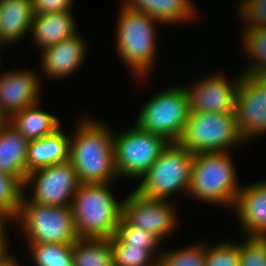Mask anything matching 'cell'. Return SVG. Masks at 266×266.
Instances as JSON below:
<instances>
[{"label":"cell","mask_w":266,"mask_h":266,"mask_svg":"<svg viewBox=\"0 0 266 266\" xmlns=\"http://www.w3.org/2000/svg\"><path fill=\"white\" fill-rule=\"evenodd\" d=\"M82 117L70 137L69 161L81 184L112 183L118 178L115 169L113 133L105 122Z\"/></svg>","instance_id":"6da1fadb"},{"label":"cell","mask_w":266,"mask_h":266,"mask_svg":"<svg viewBox=\"0 0 266 266\" xmlns=\"http://www.w3.org/2000/svg\"><path fill=\"white\" fill-rule=\"evenodd\" d=\"M111 185L89 183L78 187L71 202L78 238L111 239L115 235L122 216V200L112 194Z\"/></svg>","instance_id":"7a4b0ae2"},{"label":"cell","mask_w":266,"mask_h":266,"mask_svg":"<svg viewBox=\"0 0 266 266\" xmlns=\"http://www.w3.org/2000/svg\"><path fill=\"white\" fill-rule=\"evenodd\" d=\"M235 167L229 151L194 153L187 195L233 208L241 188Z\"/></svg>","instance_id":"3957f363"},{"label":"cell","mask_w":266,"mask_h":266,"mask_svg":"<svg viewBox=\"0 0 266 266\" xmlns=\"http://www.w3.org/2000/svg\"><path fill=\"white\" fill-rule=\"evenodd\" d=\"M120 7L115 37L119 58L133 73V77H148L155 65V24L159 22L146 13L130 10L123 4Z\"/></svg>","instance_id":"277c9868"},{"label":"cell","mask_w":266,"mask_h":266,"mask_svg":"<svg viewBox=\"0 0 266 266\" xmlns=\"http://www.w3.org/2000/svg\"><path fill=\"white\" fill-rule=\"evenodd\" d=\"M172 86L152 95L134 122L144 131L178 143L189 118V97L183 84Z\"/></svg>","instance_id":"5b68a950"},{"label":"cell","mask_w":266,"mask_h":266,"mask_svg":"<svg viewBox=\"0 0 266 266\" xmlns=\"http://www.w3.org/2000/svg\"><path fill=\"white\" fill-rule=\"evenodd\" d=\"M194 153L179 143H170L135 187L140 195L150 199H165L176 192L188 193Z\"/></svg>","instance_id":"8992f818"},{"label":"cell","mask_w":266,"mask_h":266,"mask_svg":"<svg viewBox=\"0 0 266 266\" xmlns=\"http://www.w3.org/2000/svg\"><path fill=\"white\" fill-rule=\"evenodd\" d=\"M27 244H73L77 239L71 206L51 207L29 201L23 194L15 218ZM22 227V228H21Z\"/></svg>","instance_id":"52a82bcc"},{"label":"cell","mask_w":266,"mask_h":266,"mask_svg":"<svg viewBox=\"0 0 266 266\" xmlns=\"http://www.w3.org/2000/svg\"><path fill=\"white\" fill-rule=\"evenodd\" d=\"M236 114L190 112L179 144L193 153L224 152L244 143Z\"/></svg>","instance_id":"ba28073f"},{"label":"cell","mask_w":266,"mask_h":266,"mask_svg":"<svg viewBox=\"0 0 266 266\" xmlns=\"http://www.w3.org/2000/svg\"><path fill=\"white\" fill-rule=\"evenodd\" d=\"M170 144L164 137L144 131L135 123L113 133L115 169L118 177L139 180Z\"/></svg>","instance_id":"9c48e42d"},{"label":"cell","mask_w":266,"mask_h":266,"mask_svg":"<svg viewBox=\"0 0 266 266\" xmlns=\"http://www.w3.org/2000/svg\"><path fill=\"white\" fill-rule=\"evenodd\" d=\"M77 171L69 160L40 168L27 174L23 194L31 202L51 207L71 206L80 186ZM33 187L32 198L25 188Z\"/></svg>","instance_id":"30bf717a"},{"label":"cell","mask_w":266,"mask_h":266,"mask_svg":"<svg viewBox=\"0 0 266 266\" xmlns=\"http://www.w3.org/2000/svg\"><path fill=\"white\" fill-rule=\"evenodd\" d=\"M170 203L171 200L146 198L133 190L122 200V217L163 241L165 236L175 232L179 222L175 205Z\"/></svg>","instance_id":"8fae6325"},{"label":"cell","mask_w":266,"mask_h":266,"mask_svg":"<svg viewBox=\"0 0 266 266\" xmlns=\"http://www.w3.org/2000/svg\"><path fill=\"white\" fill-rule=\"evenodd\" d=\"M235 114L245 142L266 133V76L242 74L236 92Z\"/></svg>","instance_id":"7c38bea8"},{"label":"cell","mask_w":266,"mask_h":266,"mask_svg":"<svg viewBox=\"0 0 266 266\" xmlns=\"http://www.w3.org/2000/svg\"><path fill=\"white\" fill-rule=\"evenodd\" d=\"M210 75L191 86L184 85L189 97L190 112L234 113L236 92L242 74L238 77L236 75L233 80H227L220 72Z\"/></svg>","instance_id":"4fadbf2b"},{"label":"cell","mask_w":266,"mask_h":266,"mask_svg":"<svg viewBox=\"0 0 266 266\" xmlns=\"http://www.w3.org/2000/svg\"><path fill=\"white\" fill-rule=\"evenodd\" d=\"M40 79L37 72L31 69L20 68L0 73V115L5 120L41 101Z\"/></svg>","instance_id":"5bb4252c"},{"label":"cell","mask_w":266,"mask_h":266,"mask_svg":"<svg viewBox=\"0 0 266 266\" xmlns=\"http://www.w3.org/2000/svg\"><path fill=\"white\" fill-rule=\"evenodd\" d=\"M86 41L79 33L42 49L41 68L51 79L69 77L78 70L87 53Z\"/></svg>","instance_id":"9a60e30c"},{"label":"cell","mask_w":266,"mask_h":266,"mask_svg":"<svg viewBox=\"0 0 266 266\" xmlns=\"http://www.w3.org/2000/svg\"><path fill=\"white\" fill-rule=\"evenodd\" d=\"M233 207L245 236H266V180L241 186Z\"/></svg>","instance_id":"2e32d148"},{"label":"cell","mask_w":266,"mask_h":266,"mask_svg":"<svg viewBox=\"0 0 266 266\" xmlns=\"http://www.w3.org/2000/svg\"><path fill=\"white\" fill-rule=\"evenodd\" d=\"M29 141L8 121L0 125V172L15 177L22 185L27 177Z\"/></svg>","instance_id":"e0dca14e"},{"label":"cell","mask_w":266,"mask_h":266,"mask_svg":"<svg viewBox=\"0 0 266 266\" xmlns=\"http://www.w3.org/2000/svg\"><path fill=\"white\" fill-rule=\"evenodd\" d=\"M30 34L39 49L55 45L77 34V23L71 11L34 15Z\"/></svg>","instance_id":"ac0fdd59"},{"label":"cell","mask_w":266,"mask_h":266,"mask_svg":"<svg viewBox=\"0 0 266 266\" xmlns=\"http://www.w3.org/2000/svg\"><path fill=\"white\" fill-rule=\"evenodd\" d=\"M0 47L30 33L34 18L32 0H0Z\"/></svg>","instance_id":"d6986e66"},{"label":"cell","mask_w":266,"mask_h":266,"mask_svg":"<svg viewBox=\"0 0 266 266\" xmlns=\"http://www.w3.org/2000/svg\"><path fill=\"white\" fill-rule=\"evenodd\" d=\"M122 4L130 10L146 13L159 25L184 24L197 17L191 0H123Z\"/></svg>","instance_id":"ffe728a7"},{"label":"cell","mask_w":266,"mask_h":266,"mask_svg":"<svg viewBox=\"0 0 266 266\" xmlns=\"http://www.w3.org/2000/svg\"><path fill=\"white\" fill-rule=\"evenodd\" d=\"M70 137L60 127L41 139L29 141L27 150V174L69 160Z\"/></svg>","instance_id":"44dd1931"},{"label":"cell","mask_w":266,"mask_h":266,"mask_svg":"<svg viewBox=\"0 0 266 266\" xmlns=\"http://www.w3.org/2000/svg\"><path fill=\"white\" fill-rule=\"evenodd\" d=\"M40 102L27 106L8 119L28 141L41 139L61 127L59 118L42 110Z\"/></svg>","instance_id":"7402d4cb"},{"label":"cell","mask_w":266,"mask_h":266,"mask_svg":"<svg viewBox=\"0 0 266 266\" xmlns=\"http://www.w3.org/2000/svg\"><path fill=\"white\" fill-rule=\"evenodd\" d=\"M72 254L73 266H114L110 239L78 238Z\"/></svg>","instance_id":"603a6c76"},{"label":"cell","mask_w":266,"mask_h":266,"mask_svg":"<svg viewBox=\"0 0 266 266\" xmlns=\"http://www.w3.org/2000/svg\"><path fill=\"white\" fill-rule=\"evenodd\" d=\"M241 36L242 47L248 55L250 65L240 73L246 76H266V28H246Z\"/></svg>","instance_id":"cb8c5ba5"},{"label":"cell","mask_w":266,"mask_h":266,"mask_svg":"<svg viewBox=\"0 0 266 266\" xmlns=\"http://www.w3.org/2000/svg\"><path fill=\"white\" fill-rule=\"evenodd\" d=\"M114 237L123 246H136L149 250L158 260L163 252L159 249L162 243L159 237L143 228L129 224L122 216Z\"/></svg>","instance_id":"d4e9b609"},{"label":"cell","mask_w":266,"mask_h":266,"mask_svg":"<svg viewBox=\"0 0 266 266\" xmlns=\"http://www.w3.org/2000/svg\"><path fill=\"white\" fill-rule=\"evenodd\" d=\"M27 246L36 266H73V244L37 243Z\"/></svg>","instance_id":"484cf974"},{"label":"cell","mask_w":266,"mask_h":266,"mask_svg":"<svg viewBox=\"0 0 266 266\" xmlns=\"http://www.w3.org/2000/svg\"><path fill=\"white\" fill-rule=\"evenodd\" d=\"M206 251L205 242H196L175 250H163L158 266H205Z\"/></svg>","instance_id":"4316f807"},{"label":"cell","mask_w":266,"mask_h":266,"mask_svg":"<svg viewBox=\"0 0 266 266\" xmlns=\"http://www.w3.org/2000/svg\"><path fill=\"white\" fill-rule=\"evenodd\" d=\"M114 266H158L159 260L149 251L136 246H123L114 236L110 239Z\"/></svg>","instance_id":"83f0119b"},{"label":"cell","mask_w":266,"mask_h":266,"mask_svg":"<svg viewBox=\"0 0 266 266\" xmlns=\"http://www.w3.org/2000/svg\"><path fill=\"white\" fill-rule=\"evenodd\" d=\"M22 196L23 185L15 177L0 172V210L16 218Z\"/></svg>","instance_id":"f1b7e54d"},{"label":"cell","mask_w":266,"mask_h":266,"mask_svg":"<svg viewBox=\"0 0 266 266\" xmlns=\"http://www.w3.org/2000/svg\"><path fill=\"white\" fill-rule=\"evenodd\" d=\"M210 245H207L205 266H240V247L237 242L224 241Z\"/></svg>","instance_id":"f546056e"},{"label":"cell","mask_w":266,"mask_h":266,"mask_svg":"<svg viewBox=\"0 0 266 266\" xmlns=\"http://www.w3.org/2000/svg\"><path fill=\"white\" fill-rule=\"evenodd\" d=\"M240 266H266V236H248L238 242Z\"/></svg>","instance_id":"4dcf8cb0"},{"label":"cell","mask_w":266,"mask_h":266,"mask_svg":"<svg viewBox=\"0 0 266 266\" xmlns=\"http://www.w3.org/2000/svg\"><path fill=\"white\" fill-rule=\"evenodd\" d=\"M238 11L246 28H266V0H242Z\"/></svg>","instance_id":"1f68e13d"},{"label":"cell","mask_w":266,"mask_h":266,"mask_svg":"<svg viewBox=\"0 0 266 266\" xmlns=\"http://www.w3.org/2000/svg\"><path fill=\"white\" fill-rule=\"evenodd\" d=\"M74 0H32L34 15L72 11Z\"/></svg>","instance_id":"d6a6232c"},{"label":"cell","mask_w":266,"mask_h":266,"mask_svg":"<svg viewBox=\"0 0 266 266\" xmlns=\"http://www.w3.org/2000/svg\"><path fill=\"white\" fill-rule=\"evenodd\" d=\"M7 221L11 223L15 221V218L5 211L0 210V252L11 249L7 234ZM7 238V239H6ZM10 247V248H9Z\"/></svg>","instance_id":"836d02e7"},{"label":"cell","mask_w":266,"mask_h":266,"mask_svg":"<svg viewBox=\"0 0 266 266\" xmlns=\"http://www.w3.org/2000/svg\"><path fill=\"white\" fill-rule=\"evenodd\" d=\"M10 249L0 252V266H20L18 258L12 256Z\"/></svg>","instance_id":"e575fe53"},{"label":"cell","mask_w":266,"mask_h":266,"mask_svg":"<svg viewBox=\"0 0 266 266\" xmlns=\"http://www.w3.org/2000/svg\"><path fill=\"white\" fill-rule=\"evenodd\" d=\"M5 119L0 115V125Z\"/></svg>","instance_id":"d590c367"}]
</instances>
